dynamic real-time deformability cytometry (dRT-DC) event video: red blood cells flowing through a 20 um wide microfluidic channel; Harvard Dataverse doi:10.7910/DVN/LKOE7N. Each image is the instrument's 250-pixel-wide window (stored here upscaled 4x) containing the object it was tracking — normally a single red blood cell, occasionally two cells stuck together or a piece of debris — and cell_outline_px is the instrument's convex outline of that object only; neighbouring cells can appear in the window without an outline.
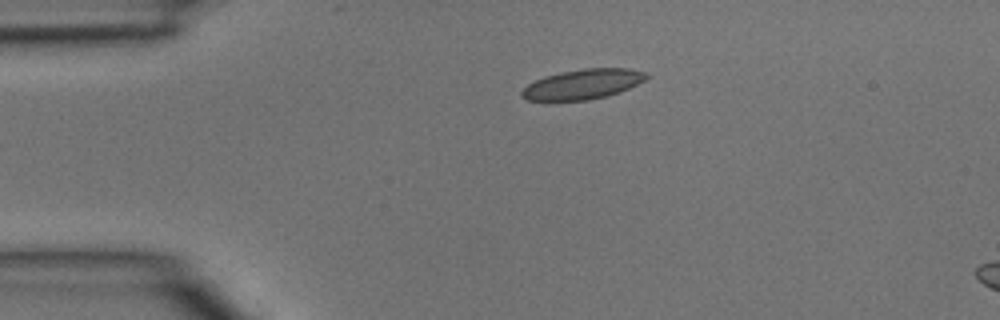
{"species": "common noctule bat (a hibernating species)", "species_latin": "Nyctalus noctula", "temperature_condition": "room temperature", "stored_images_in_passage": 3, "camera_frame_rate_fps": 3000, "um_per_image_px": 0.085, "animal": {"sex": "male", "body_mass_g": 15.6}, "frame": {"image": 1, "passage_image": 3, "time_ms": 0.667, "image_size_px": [1000, 320], "cell_outline_px": [[648, 76], [644, 80], [620, 92], [608, 96], [588, 100], [528, 100], [520, 96], [520, 92], [528, 84], [544, 76], [560, 72], [584, 68], [628, 68], [648, 72]], "centroid_in_image_um": [49.54, 7.15], "position_along_channel_um": 35.5, "area_um2": 21.73}}